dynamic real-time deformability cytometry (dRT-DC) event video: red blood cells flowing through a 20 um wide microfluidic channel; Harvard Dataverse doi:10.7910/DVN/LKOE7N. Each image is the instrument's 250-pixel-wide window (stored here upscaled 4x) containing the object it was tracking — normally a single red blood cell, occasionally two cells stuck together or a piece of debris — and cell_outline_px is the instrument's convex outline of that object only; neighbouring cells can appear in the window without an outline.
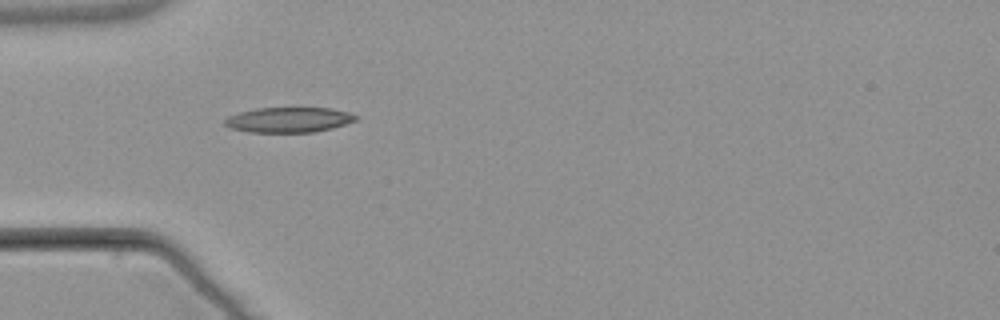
{"species": "common noctule bat (a hibernating species)", "species_latin": "Nyctalus noctula", "temperature_condition": "warm", "stored_images_in_passage": 3, "camera_frame_rate_fps": 3000, "um_per_image_px": 0.085, "animal": {"sex": "male", "body_mass_g": 21.5, "forearm_length_mm": 52.0}, "frame": {"image": 1, "passage_image": 1, "time_ms": 0.0, "image_size_px": [1000, 320], "cell_outline_px": [[360, 116], [356, 120], [332, 128], [316, 132], [248, 132], [232, 128], [224, 124], [224, 120], [228, 116], [240, 112], [256, 108], [332, 108], [348, 112]], "centroid_in_image_um": [24.56, 10.18], "position_along_channel_um": 60.4, "area_um2": 19.19}}
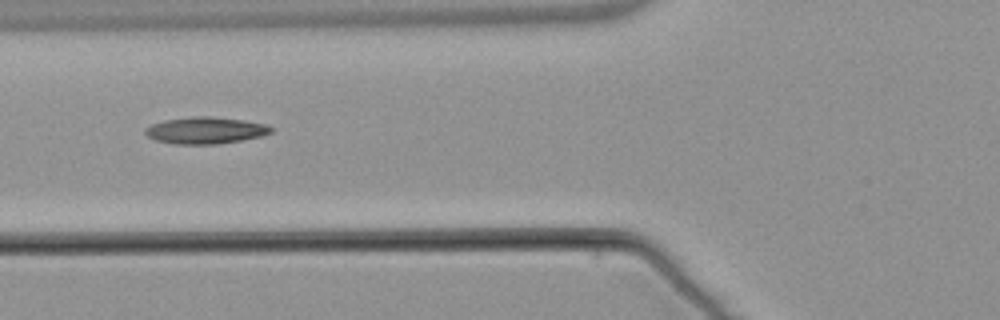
{"frame": {"image": 2, "passage_image": 2, "time_ms": 1.333, "image_size_px": [1000, 320], "cell_outline_px": [[272, 132], [260, 136], [240, 140], [216, 144], [172, 144], [156, 140], [148, 136], [144, 132], [144, 128], [152, 124], [164, 120], [192, 116], [212, 116], [244, 120], [264, 124], [272, 128]], "centroid_in_image_um": [17.42, 11.07], "position_along_channel_um": 108.4, "area_um2": 19.54}}